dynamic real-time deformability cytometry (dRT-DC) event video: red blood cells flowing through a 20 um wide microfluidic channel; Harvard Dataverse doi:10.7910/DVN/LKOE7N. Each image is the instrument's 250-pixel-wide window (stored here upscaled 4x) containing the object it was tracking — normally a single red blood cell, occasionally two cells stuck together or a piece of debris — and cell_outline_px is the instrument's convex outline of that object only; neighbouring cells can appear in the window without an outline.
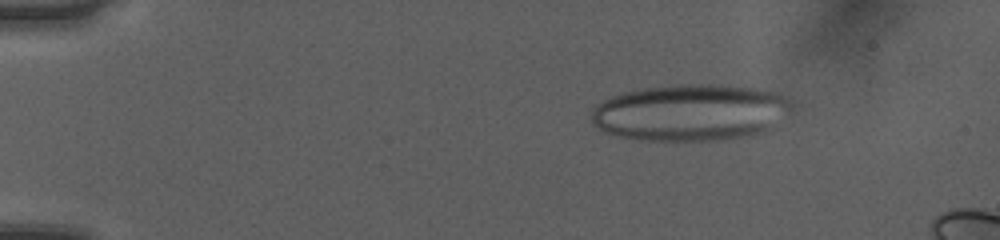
{"species": "human", "species_latin": "Homo sapiens", "temperature_condition": "room temperature", "stored_images_in_passage": 46, "camera_frame_rate_fps": 3000, "um_per_image_px": 0.085, "donor": {"sex": "female"}, "frame": {"image": 1, "passage_image": 2, "time_ms": 0.333, "image_size_px": [1000, 240], "cell_outline_px": [[792, 104], [788, 108], [756, 132], [740, 136], [716, 140], [640, 140], [620, 136], [608, 132], [600, 128], [592, 120], [592, 112], [600, 104], [624, 92], [644, 88], [676, 84], [716, 84], [748, 88], [768, 92], [780, 96]], "centroid_in_image_um": [58.53, 9.55], "position_along_channel_um": 26.5, "area_um2": 63.23}}
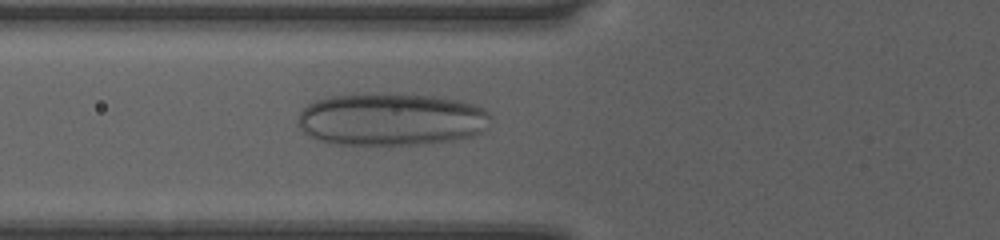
{"frame": {"image": 2, "passage_image": 14, "time_ms": 4.333, "image_size_px": [1000, 240], "cell_outline_px": [[492, 116], [480, 132], [472, 136], [452, 140], [424, 144], [388, 148], [328, 144], [316, 140], [308, 136], [296, 124], [300, 112], [312, 100], [332, 96], [364, 92], [372, 92], [436, 96], [460, 100], [476, 104], [488, 112]], "centroid_in_image_um": [33.17, 10.17], "position_along_channel_um": 92.6, "area_um2": 61.27}}
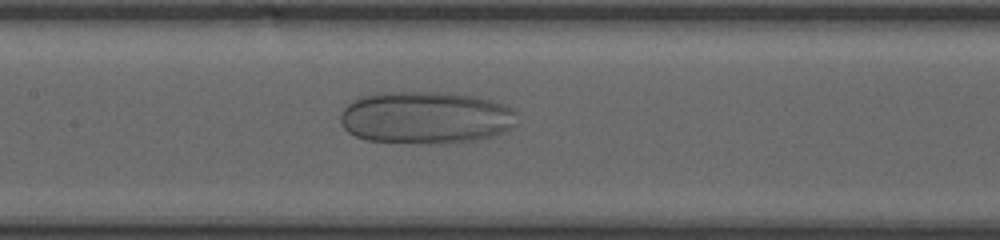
{"frame": {"image": 3, "passage_image": 20, "time_ms": 6.333, "image_size_px": [1000, 240], "cell_outline_px": [[516, 112], [512, 124], [504, 132], [492, 136], [472, 140], [444, 144], [420, 144], [368, 140], [356, 136], [348, 132], [344, 128], [340, 120], [340, 116], [344, 108], [352, 100], [360, 96], [380, 92], [444, 92], [472, 96], [492, 100], [504, 104], [512, 108]], "centroid_in_image_um": [36.14, 9.99], "position_along_channel_um": 171.3, "area_um2": 54.1}}